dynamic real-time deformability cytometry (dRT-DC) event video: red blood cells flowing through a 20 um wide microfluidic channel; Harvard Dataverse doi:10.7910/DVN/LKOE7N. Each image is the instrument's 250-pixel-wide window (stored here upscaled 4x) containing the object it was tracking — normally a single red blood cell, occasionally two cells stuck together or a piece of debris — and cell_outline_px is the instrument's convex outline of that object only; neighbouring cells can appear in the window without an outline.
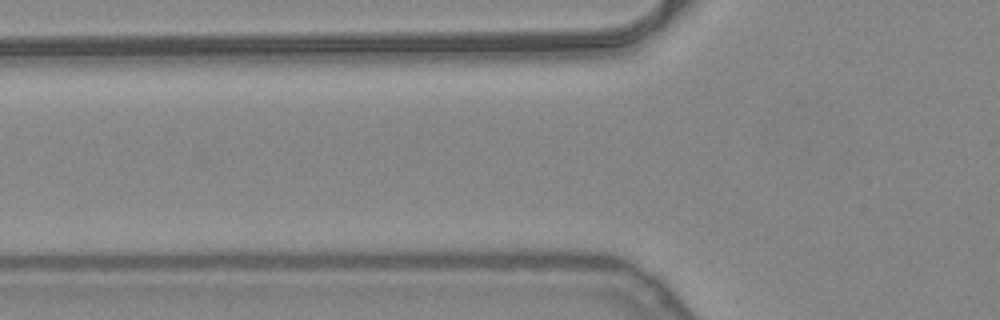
{"species": "common noctule bat (a hibernating species)", "species_latin": "Nyctalus noctula", "temperature_condition": "warm", "stored_images_in_passage": 3, "camera_frame_rate_fps": 3000, "um_per_image_px": 0.085, "animal": {"sex": "female", "body_mass_g": 24.6, "forearm_length_mm": 56.2}, "frame": {"image": 1, "passage_image": 3, "time_ms": 0.667, "image_size_px": [1000, 320], "cell_outline_px": [[548, 208], [540, 212], [408, 212], [404, 204], [412, 200], [540, 200], [548, 204]], "centroid_in_image_um": [40.46, 17.51], "position_along_channel_um": 85.3, "area_um2": 12.02}}